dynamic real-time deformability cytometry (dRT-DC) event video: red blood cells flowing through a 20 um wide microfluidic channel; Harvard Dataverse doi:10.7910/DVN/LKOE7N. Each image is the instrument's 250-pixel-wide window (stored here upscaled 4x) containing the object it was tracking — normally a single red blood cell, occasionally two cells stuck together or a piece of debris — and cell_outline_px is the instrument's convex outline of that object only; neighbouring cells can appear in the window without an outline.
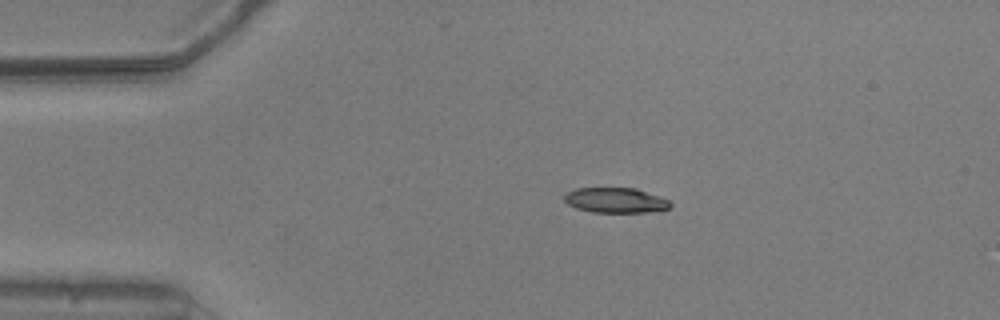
{"species": "common noctule bat (a hibernating species)", "species_latin": "Nyctalus noctula", "temperature_condition": "warm", "stored_images_in_passage": 11, "camera_frame_rate_fps": 3000, "um_per_image_px": 0.085, "animal": {"sex": "male", "body_mass_g": 20.5, "forearm_length_mm": 52.5}, "frame": {"image": 1, "passage_image": 2, "time_ms": 0.333, "image_size_px": [1000, 320], "cell_outline_px": [[672, 204], [668, 208], [648, 212], [592, 212], [576, 208], [568, 204], [564, 200], [564, 196], [568, 192], [576, 188], [636, 188], [668, 200]], "centroid_in_image_um": [52.29, 17.02], "position_along_channel_um": 32.7, "area_um2": 15.32}}
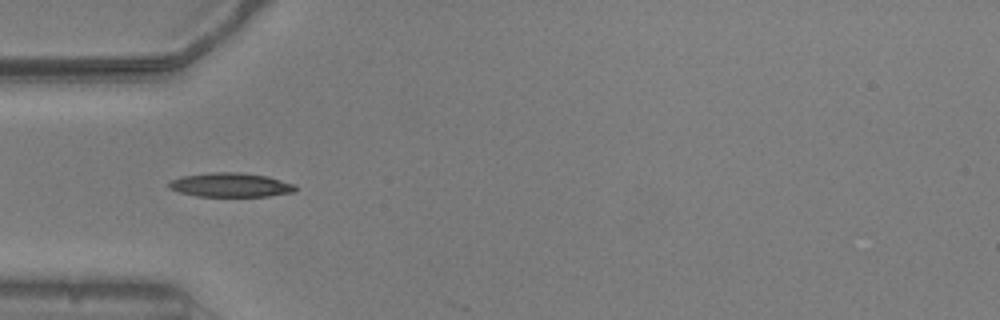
{"frame": {"image": 2, "passage_image": 8, "time_ms": 2.333, "image_size_px": [1000, 320], "cell_outline_px": [[296, 192], [268, 196], [196, 196], [180, 192], [168, 188], [168, 180], [184, 176], [212, 172], [240, 172], [268, 176], [296, 184]], "centroid_in_image_um": [19.62, 15.71], "position_along_channel_um": 65.4, "area_um2": 17.92}}